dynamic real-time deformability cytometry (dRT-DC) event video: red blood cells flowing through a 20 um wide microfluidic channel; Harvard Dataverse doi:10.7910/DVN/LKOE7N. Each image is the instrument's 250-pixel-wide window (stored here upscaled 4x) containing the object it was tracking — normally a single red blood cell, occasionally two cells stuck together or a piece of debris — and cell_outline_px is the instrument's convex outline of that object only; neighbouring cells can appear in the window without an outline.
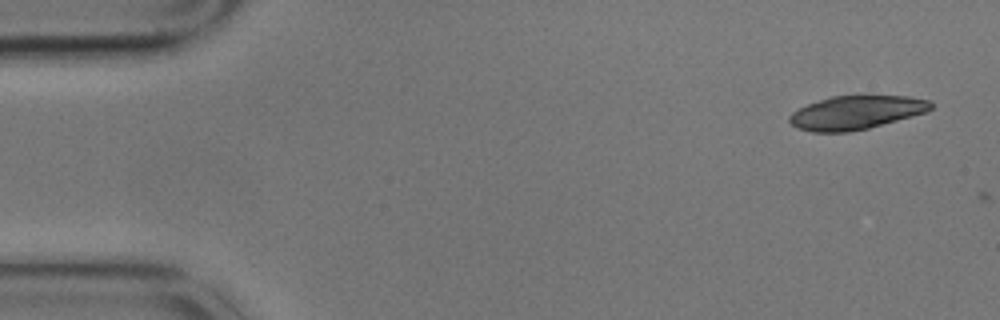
{"species": "common noctule bat (a hibernating species)", "species_latin": "Nyctalus noctula", "temperature_condition": "cold", "stored_images_in_passage": 2, "camera_frame_rate_fps": 3000, "um_per_image_px": 0.085, "animal": {"sex": "male", "body_mass_g": 17.9}, "frame": {"image": 1, "passage_image": 1, "time_ms": 0.0, "image_size_px": [1000, 320], "cell_outline_px": [[932, 108], [928, 112], [868, 128], [848, 132], [812, 132], [796, 128], [788, 120], [788, 116], [792, 112], [808, 104], [832, 96], [908, 96], [932, 100]], "centroid_in_image_um": [72.78, 9.57], "position_along_channel_um": 12.2, "area_um2": 27.69}}